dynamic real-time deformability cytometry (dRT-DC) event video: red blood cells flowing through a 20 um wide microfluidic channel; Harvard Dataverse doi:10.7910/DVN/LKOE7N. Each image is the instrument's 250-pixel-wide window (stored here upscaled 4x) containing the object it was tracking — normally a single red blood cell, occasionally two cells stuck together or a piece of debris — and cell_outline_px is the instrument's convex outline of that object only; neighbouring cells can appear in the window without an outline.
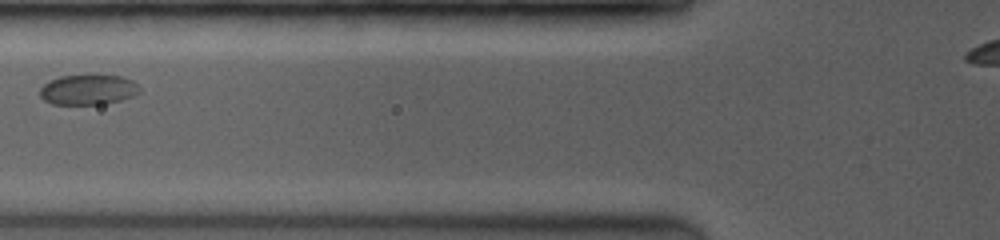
{"species": "common noctule bat (a hibernating species)", "species_latin": "Nyctalus noctula", "temperature_condition": "room temperature", "stored_images_in_passage": 8, "camera_frame_rate_fps": 3500, "um_per_image_px": 0.085, "animal": {"sex": "female", "body_mass_g": 19.0, "forearm_length_mm": 53.3}, "frame": {"image": 1, "passage_image": 3, "time_ms": 1.429, "image_size_px": [1000, 240], "cell_outline_px": [[140, 92], [132, 96], [120, 100], [104, 104], [52, 104], [44, 100], [40, 96], [40, 88], [48, 80], [60, 76], [88, 72], [92, 72], [120, 76], [132, 80], [140, 88]], "centroid_in_image_um": [7.47, 7.57], "position_along_channel_um": 118.3, "area_um2": 18.26}}
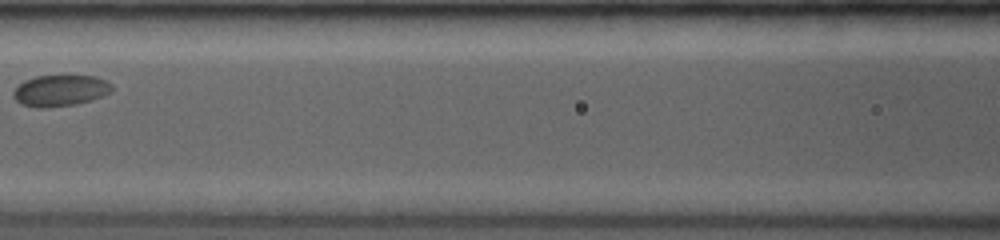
{"frame": {"image": 2, "passage_image": 5, "time_ms": 2.571, "image_size_px": [1000, 240], "cell_outline_px": [[112, 92], [92, 100], [76, 104], [48, 108], [40, 108], [20, 104], [12, 96], [12, 92], [24, 80], [36, 76], [96, 76], [112, 84]], "centroid_in_image_um": [5.12, 7.71], "position_along_channel_um": 161.5, "area_um2": 18.03}}
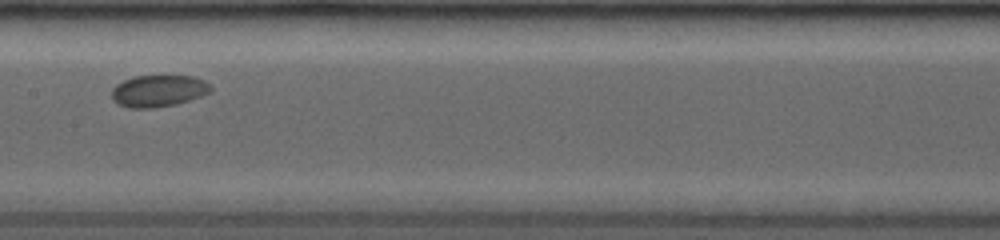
{"frame": {"image": 3, "passage_image": 6, "time_ms": 3.429, "image_size_px": [1000, 240], "cell_outline_px": [[212, 88], [208, 92], [200, 96], [176, 104], [152, 108], [128, 108], [112, 100], [112, 88], [116, 84], [124, 80], [136, 76], [192, 76], [204, 80], [212, 84]], "centroid_in_image_um": [13.46, 7.72], "position_along_channel_um": 193.9, "area_um2": 18.26}}